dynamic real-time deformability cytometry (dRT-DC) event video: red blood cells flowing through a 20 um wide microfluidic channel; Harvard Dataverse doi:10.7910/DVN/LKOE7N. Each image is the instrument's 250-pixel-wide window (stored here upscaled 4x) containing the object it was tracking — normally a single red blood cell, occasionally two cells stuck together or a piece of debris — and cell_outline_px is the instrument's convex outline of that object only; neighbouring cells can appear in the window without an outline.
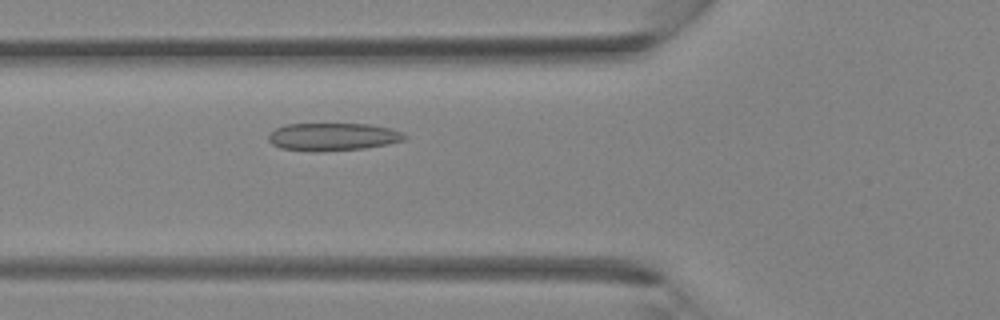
{"species": "Egyptian fruit bat (a non-hibernating species)", "species_latin": "Rousettus aegyptiacus", "temperature_condition": "room temperature", "stored_images_in_passage": 35, "camera_frame_rate_fps": 3000, "um_per_image_px": 0.085, "animal": {"sex": "female"}, "frame": {"image": 1, "passage_image": 11, "time_ms": 3.333, "image_size_px": [1000, 320], "cell_outline_px": [[408, 136], [404, 140], [388, 144], [364, 148], [280, 148], [272, 144], [268, 140], [268, 136], [276, 128], [284, 124], [368, 124], [392, 128]], "centroid_in_image_um": [28.35, 11.56], "position_along_channel_um": 97.4, "area_um2": 20.81}}
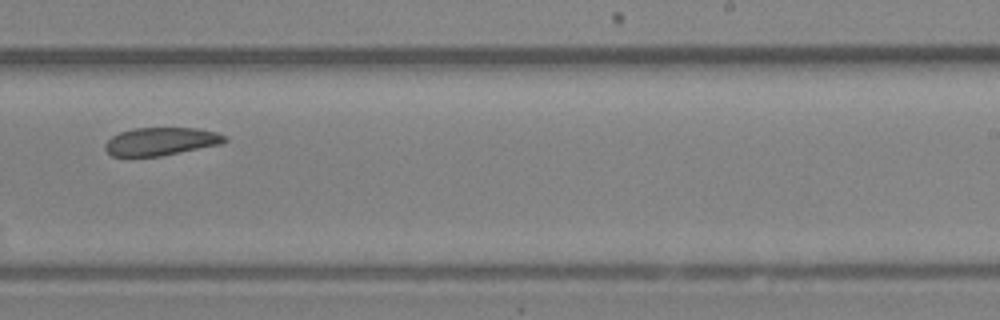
{"frame": {"image": 2, "passage_image": 21, "time_ms": 6.667, "image_size_px": [1000, 320], "cell_outline_px": [[228, 140], [224, 144], [160, 156], [112, 156], [104, 148], [104, 144], [112, 136], [120, 132], [132, 128], [196, 128], [216, 132], [224, 136]], "centroid_in_image_um": [13.69, 12.02], "position_along_channel_um": 275.3, "area_um2": 19.54}}
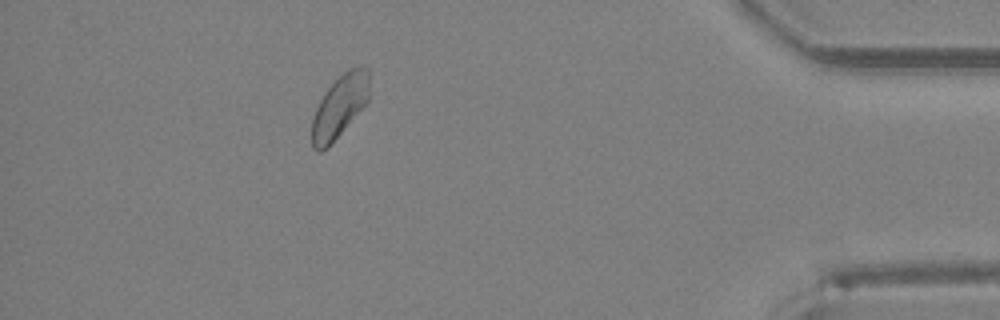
{"frame": {"image": 3, "passage_image": 31, "time_ms": 10.0, "image_size_px": [1000, 320], "cell_outline_px": [[368, 100], [328, 148], [320, 152], [316, 152], [312, 148], [312, 120], [316, 108], [324, 92], [348, 68], [368, 68]], "centroid_in_image_um": [28.82, 9.09], "position_along_channel_um": 406.4, "area_um2": 20.46}}